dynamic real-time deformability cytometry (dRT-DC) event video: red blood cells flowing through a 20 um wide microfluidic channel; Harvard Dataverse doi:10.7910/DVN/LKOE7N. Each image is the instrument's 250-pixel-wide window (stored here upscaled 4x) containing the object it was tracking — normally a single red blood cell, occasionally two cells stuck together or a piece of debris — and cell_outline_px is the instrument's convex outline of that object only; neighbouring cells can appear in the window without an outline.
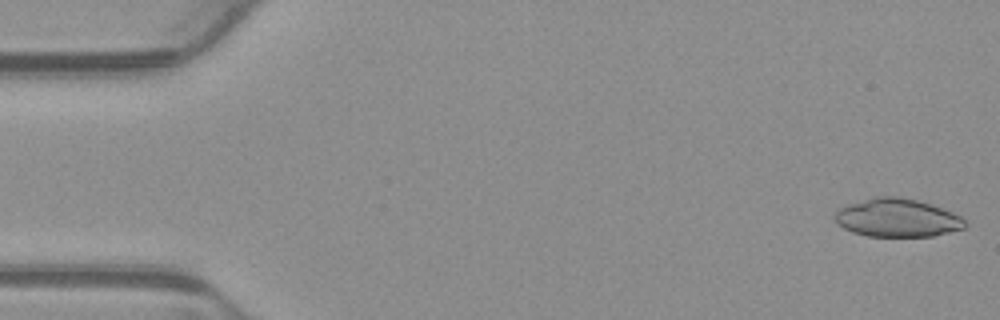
{"species": "common noctule bat (a hibernating species)", "species_latin": "Nyctalus noctula", "temperature_condition": "warm", "stored_images_in_passage": 4, "camera_frame_rate_fps": 3000, "um_per_image_px": 0.085, "animal": {"sex": "male", "body_mass_g": 23.1, "forearm_length_mm": 52.7}, "frame": {"image": 1, "passage_image": 1, "time_ms": 0.0, "image_size_px": [1000, 320], "cell_outline_px": [[968, 224], [964, 228], [932, 236], [868, 236], [852, 232], [844, 228], [832, 216], [840, 208], [848, 204], [872, 196], [896, 196], [916, 200], [932, 204], [952, 212], [960, 216]], "centroid_in_image_um": [76.25, 18.5], "position_along_channel_um": 8.7, "area_um2": 28.96}}